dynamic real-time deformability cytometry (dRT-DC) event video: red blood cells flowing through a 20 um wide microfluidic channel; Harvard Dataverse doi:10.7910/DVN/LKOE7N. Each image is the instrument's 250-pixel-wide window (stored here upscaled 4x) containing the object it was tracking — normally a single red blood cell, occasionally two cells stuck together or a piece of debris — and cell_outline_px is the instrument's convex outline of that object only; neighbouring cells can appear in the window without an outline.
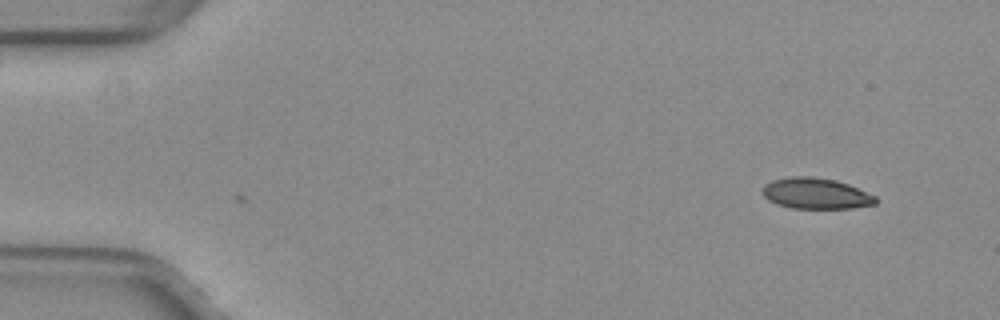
{"species": "common noctule bat (a hibernating species)", "species_latin": "Nyctalus noctula", "temperature_condition": "warm", "stored_images_in_passage": 2, "camera_frame_rate_fps": 3000, "um_per_image_px": 0.085, "animal": {"sex": "female", "body_mass_g": 29.2, "forearm_length_mm": 56.3}, "frame": {"image": 1, "passage_image": 2, "time_ms": 0.333, "image_size_px": [1000, 320], "cell_outline_px": [[876, 204], [852, 208], [792, 208], [776, 204], [768, 200], [764, 196], [764, 184], [772, 180], [792, 176], [812, 176], [836, 180], [848, 184], [876, 196]], "centroid_in_image_um": [69.35, 16.44], "position_along_channel_um": 15.7, "area_um2": 20.35}}